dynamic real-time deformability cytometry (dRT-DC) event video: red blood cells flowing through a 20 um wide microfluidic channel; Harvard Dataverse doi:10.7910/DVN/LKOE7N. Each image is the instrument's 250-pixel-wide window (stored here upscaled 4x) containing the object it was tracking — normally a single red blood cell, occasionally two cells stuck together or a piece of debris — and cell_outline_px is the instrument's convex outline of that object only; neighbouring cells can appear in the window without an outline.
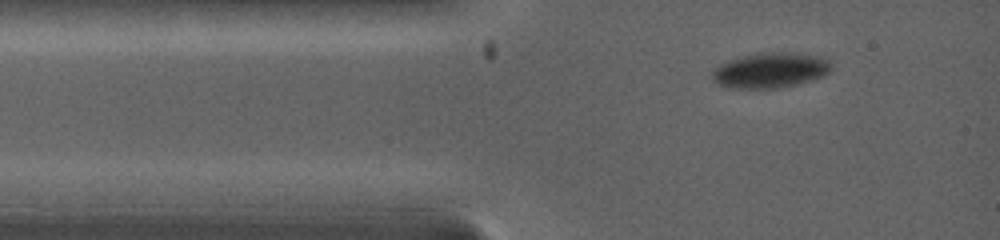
{"species": "common noctule bat (a hibernating species)", "species_latin": "Nyctalus noctula", "temperature_condition": "warm", "stored_images_in_passage": 33, "camera_frame_rate_fps": 5000, "um_per_image_px": 0.085, "animal": {"sex": "female", "body_mass_g": 19.0, "forearm_length_mm": 53.3}, "frame": {"image": 1, "passage_image": 1, "time_ms": 0.0, "image_size_px": [1000, 240], "cell_outline_px": [[832, 68], [824, 76], [812, 80], [780, 88], [732, 88], [720, 84], [712, 80], [712, 72], [720, 64], [728, 60], [748, 56], [772, 52], [808, 56], [828, 60]], "centroid_in_image_um": [65.44, 6.02], "position_along_channel_um": 19.6, "area_um2": 23.52}}
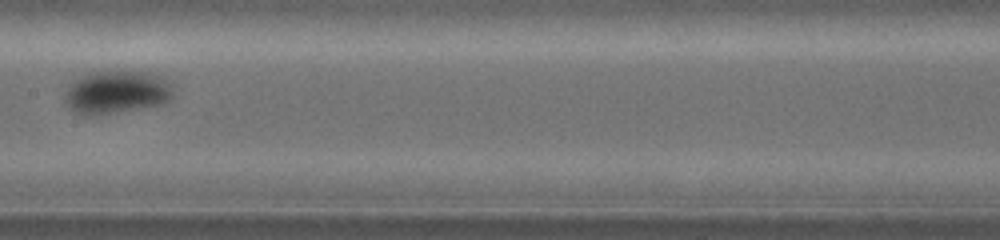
{"frame": {"image": 2, "passage_image": 15, "time_ms": 5.0, "image_size_px": [1000, 240], "cell_outline_px": [[172, 100], [164, 104], [92, 116], [88, 116], [72, 112], [64, 104], [64, 92], [80, 76], [92, 72], [144, 72], [156, 76], [164, 80], [172, 92]], "centroid_in_image_um": [9.82, 7.88], "position_along_channel_um": 197.6, "area_um2": 26.82}}
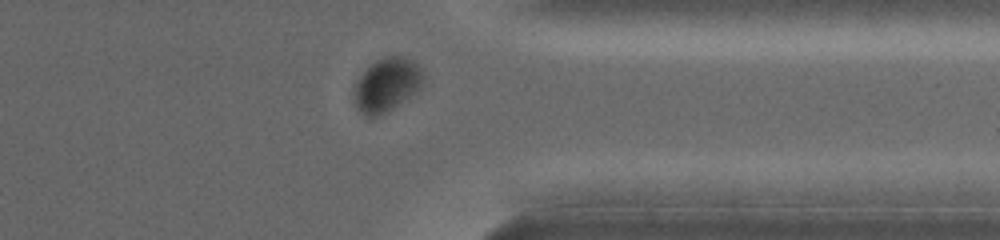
{"frame": {"image": 3, "passage_image": 28, "time_ms": 9.6, "image_size_px": [1000, 240], "cell_outline_px": [[428, 84], [388, 112], [380, 116], [364, 116], [356, 108], [352, 100], [352, 92], [356, 80], [376, 60], [388, 56], [400, 56], [412, 60], [420, 68]], "centroid_in_image_um": [32.88, 7.25], "position_along_channel_um": 378.5, "area_um2": 22.2}, "authors_computed_cell_mechanics": {"area_um2": 24.7384, "velocity_mm_per_s": 4.0005, "shape_relaxation_time_tau1_ms": 2.1699, "shape_relaxation_time_tau2_ms": null, "deformation_change_tau1": 0.0876, "deformation_change_tau2": null}}